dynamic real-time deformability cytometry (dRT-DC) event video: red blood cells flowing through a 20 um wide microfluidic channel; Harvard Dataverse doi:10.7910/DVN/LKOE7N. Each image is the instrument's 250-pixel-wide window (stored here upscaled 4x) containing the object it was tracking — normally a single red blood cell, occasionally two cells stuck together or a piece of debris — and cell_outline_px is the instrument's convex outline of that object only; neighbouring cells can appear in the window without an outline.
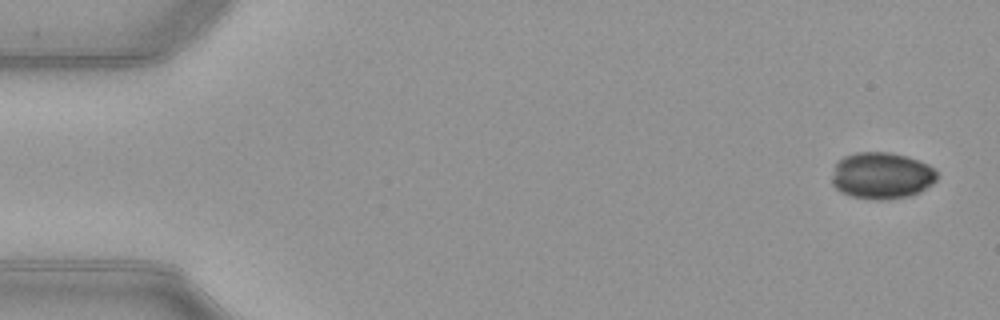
{"species": "common noctule bat (a hibernating species)", "species_latin": "Nyctalus noctula", "temperature_condition": "warm", "stored_images_in_passage": 51, "camera_frame_rate_fps": 3000, "um_per_image_px": 0.085, "animal": {"sex": "female", "body_mass_g": 21.9}, "frame": {"image": 1, "passage_image": 2, "time_ms": 0.333, "image_size_px": [1000, 320], "cell_outline_px": [[936, 180], [932, 184], [920, 192], [912, 196], [880, 200], [876, 200], [852, 196], [840, 192], [832, 184], [832, 176], [836, 164], [844, 156], [856, 152], [888, 152], [908, 156], [928, 164], [936, 172]], "centroid_in_image_um": [74.95, 14.93], "position_along_channel_um": 10.1, "area_um2": 28.61}}
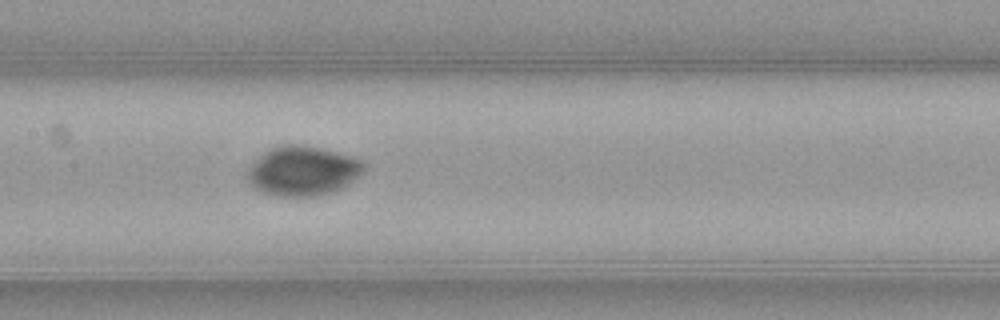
{"frame": {"image": 2, "passage_image": 25, "time_ms": 8.0, "image_size_px": [1000, 320], "cell_outline_px": [[364, 172], [344, 188], [336, 192], [316, 196], [276, 196], [264, 192], [248, 184], [248, 168], [260, 156], [272, 148], [288, 144], [296, 144], [320, 148], [352, 156], [364, 160]], "centroid_in_image_um": [25.79, 14.55], "position_along_channel_um": 181.6, "area_um2": 33.64}}
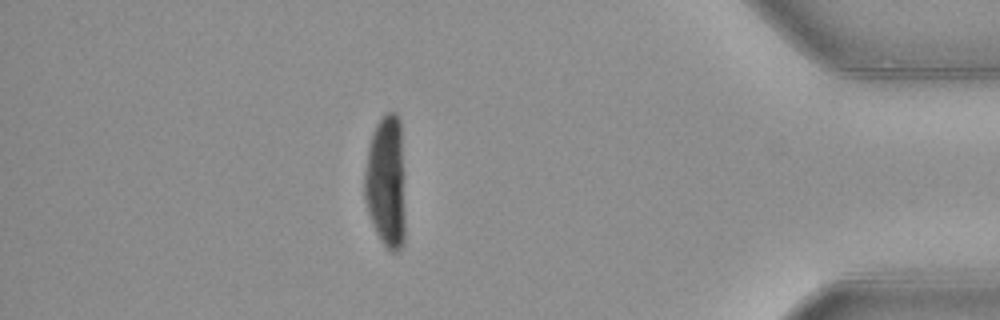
{"frame": {"image": 3, "passage_image": 45, "time_ms": 14.667, "image_size_px": [1000, 320], "cell_outline_px": [[404, 244], [396, 252], [392, 252], [380, 240], [372, 224], [364, 200], [364, 172], [368, 148], [372, 132], [376, 124], [388, 112], [396, 112], [400, 120], [404, 176]], "centroid_in_image_um": [32.82, 15.46], "position_along_channel_um": 402.4, "area_um2": 31.91}}